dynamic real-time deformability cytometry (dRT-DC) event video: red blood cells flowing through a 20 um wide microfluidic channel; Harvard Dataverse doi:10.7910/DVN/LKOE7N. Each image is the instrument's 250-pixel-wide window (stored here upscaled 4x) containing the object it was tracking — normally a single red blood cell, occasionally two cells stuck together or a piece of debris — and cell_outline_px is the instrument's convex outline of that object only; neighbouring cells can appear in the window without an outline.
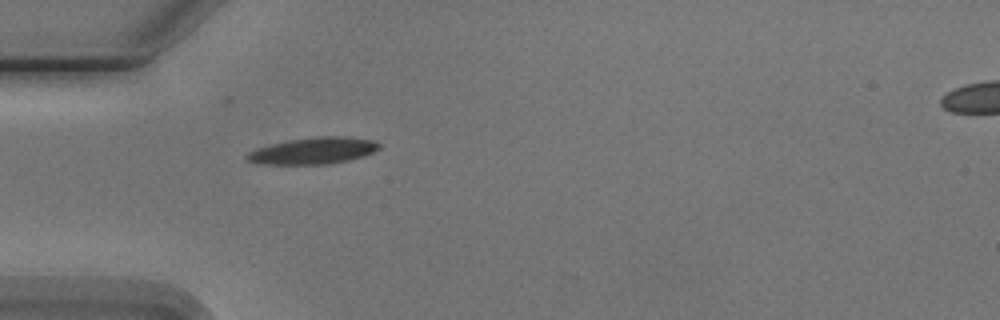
{"species": "Egyptian fruit bat (a non-hibernating species)", "species_latin": "Rousettus aegyptiacus", "temperature_condition": "cold", "stored_images_in_passage": 2, "camera_frame_rate_fps": 3000, "um_per_image_px": 0.085, "animal": {"sex": "male"}, "frame": {"image": 1, "passage_image": 2, "time_ms": 1.333, "image_size_px": [1000, 320], "cell_outline_px": [[380, 148], [364, 156], [348, 160], [328, 164], [268, 164], [248, 160], [244, 156], [248, 152], [256, 148], [288, 140], [316, 136], [344, 136], [372, 140], [380, 144]], "centroid_in_image_um": [26.64, 12.8], "position_along_channel_um": 58.4, "area_um2": 20.35}}